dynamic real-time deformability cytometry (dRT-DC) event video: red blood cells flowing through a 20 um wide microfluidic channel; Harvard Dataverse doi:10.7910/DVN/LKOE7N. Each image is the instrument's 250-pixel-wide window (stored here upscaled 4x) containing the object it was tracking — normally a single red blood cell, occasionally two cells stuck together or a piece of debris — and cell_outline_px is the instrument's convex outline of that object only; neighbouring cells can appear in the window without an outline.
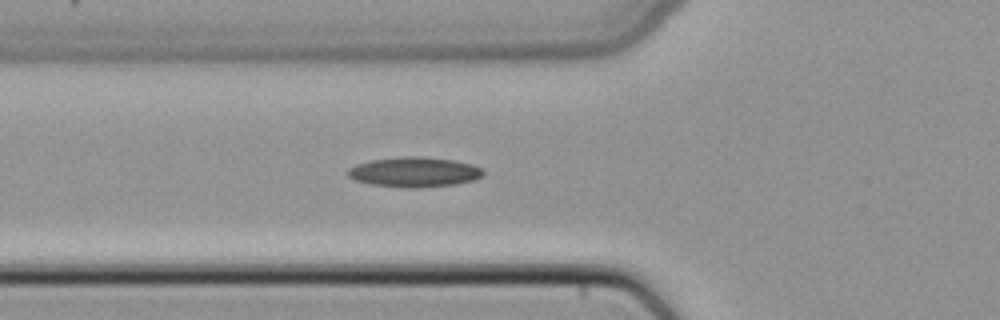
{"species": "common noctule bat (a hibernating species)", "species_latin": "Nyctalus noctula", "temperature_condition": "cold", "stored_images_in_passage": 32, "camera_frame_rate_fps": 3000, "um_per_image_px": 0.085, "animal": {"sex": "female", "body_mass_g": 22.7, "forearm_length_mm": 54.2}, "frame": {"image": 1, "passage_image": 8, "time_ms": 2.333, "image_size_px": [1000, 320], "cell_outline_px": [[484, 176], [476, 180], [456, 184], [420, 188], [400, 188], [372, 184], [356, 180], [348, 176], [348, 168], [356, 164], [372, 160], [400, 156], [420, 156], [452, 160], [472, 164], [480, 168], [484, 172]], "centroid_in_image_um": [35.24, 14.63], "position_along_channel_um": 90.6, "area_um2": 23.81}}
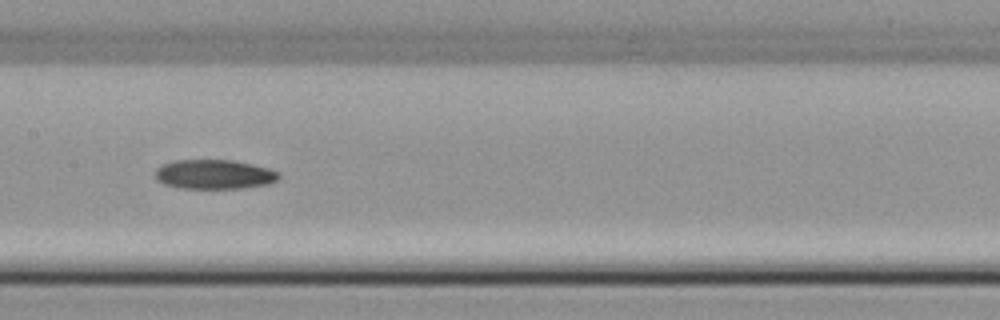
{"frame": {"image": 2, "passage_image": 15, "time_ms": 4.667, "image_size_px": [1000, 320], "cell_outline_px": [[280, 176], [276, 180], [268, 184], [240, 188], [180, 188], [164, 184], [156, 180], [156, 168], [160, 164], [176, 160], [232, 160], [252, 164], [268, 168], [280, 172]], "centroid_in_image_um": [18.19, 14.81], "position_along_channel_um": 189.2, "area_um2": 21.21}}
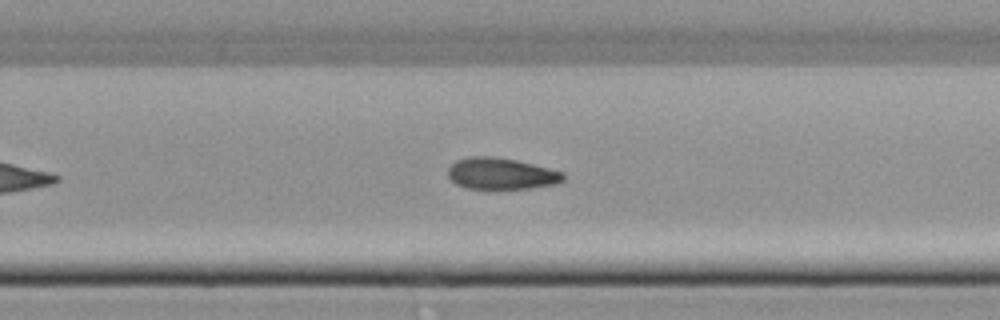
{"frame": {"image": 3, "passage_image": 22, "time_ms": 7.0, "image_size_px": [1000, 320], "cell_outline_px": [[564, 180], [556, 184], [532, 188], [468, 188], [456, 184], [448, 176], [448, 168], [456, 160], [468, 156], [496, 156], [516, 160], [564, 172]], "centroid_in_image_um": [42.6, 14.74], "position_along_channel_um": 287.2, "area_um2": 21.1}}